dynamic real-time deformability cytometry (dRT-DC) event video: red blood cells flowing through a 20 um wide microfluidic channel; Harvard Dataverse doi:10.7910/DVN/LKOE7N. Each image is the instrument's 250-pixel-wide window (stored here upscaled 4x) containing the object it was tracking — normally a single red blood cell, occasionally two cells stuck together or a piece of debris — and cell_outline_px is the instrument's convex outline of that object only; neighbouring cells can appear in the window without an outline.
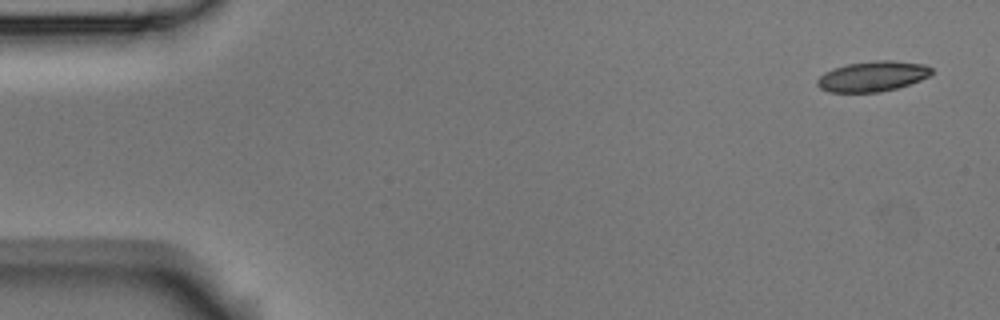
{"species": "Egyptian fruit bat (a non-hibernating species)", "species_latin": "Rousettus aegyptiacus", "temperature_condition": "room temperature", "stored_images_in_passage": 52, "camera_frame_rate_fps": 3000, "um_per_image_px": 0.085, "animal": {"sex": "male"}, "frame": {"image": 1, "passage_image": 1, "time_ms": 0.0, "image_size_px": [1000, 320], "cell_outline_px": [[932, 76], [896, 88], [880, 92], [828, 92], [820, 88], [816, 84], [816, 80], [824, 72], [848, 64], [876, 60], [892, 60], [924, 64], [932, 68]], "centroid_in_image_um": [74.18, 6.49], "position_along_channel_um": 10.8, "area_um2": 20.17}}
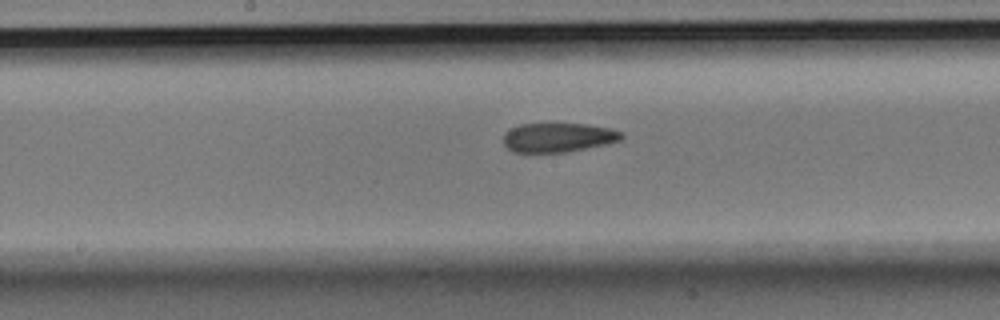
{"frame": {"image": 2, "passage_image": 26, "time_ms": 8.333, "image_size_px": [1000, 320], "cell_outline_px": [[624, 136], [620, 140], [608, 144], [568, 152], [512, 152], [504, 144], [504, 132], [520, 124], [584, 124], [608, 128], [624, 132]], "centroid_in_image_um": [47.46, 11.69], "position_along_channel_um": 200.7, "area_um2": 20.11}}
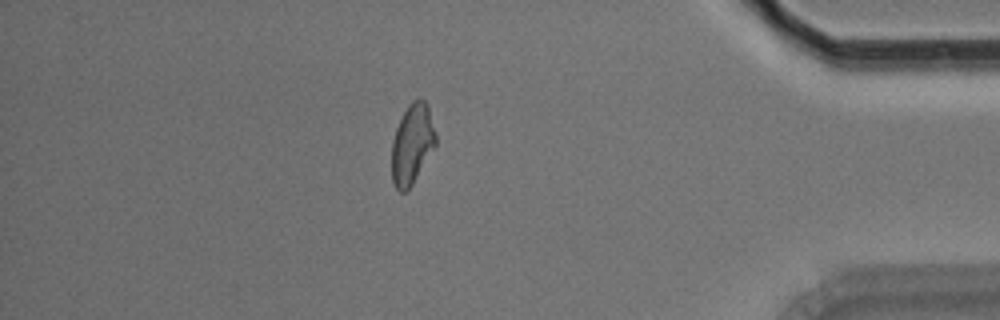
{"frame": {"image": 3, "passage_image": 45, "time_ms": 14.667, "image_size_px": [1000, 320], "cell_outline_px": [[436, 144], [412, 184], [404, 192], [400, 192], [396, 188], [392, 180], [392, 140], [396, 128], [408, 104], [412, 100], [424, 100], [428, 104], [436, 132]], "centroid_in_image_um": [35.03, 12.22], "position_along_channel_um": 400.2, "area_um2": 20.35}, "authors_computed_cell_mechanics": {"area_um2": 20.8658, "velocity_mm_per_s": 3.7489, "shape_relaxation_time_tau1_ms": 11.1641, "shape_relaxation_time_tau2_ms": 6.165, "deformation_change_tau1": 0.2035, "deformation_change_tau2": 0.1312}}